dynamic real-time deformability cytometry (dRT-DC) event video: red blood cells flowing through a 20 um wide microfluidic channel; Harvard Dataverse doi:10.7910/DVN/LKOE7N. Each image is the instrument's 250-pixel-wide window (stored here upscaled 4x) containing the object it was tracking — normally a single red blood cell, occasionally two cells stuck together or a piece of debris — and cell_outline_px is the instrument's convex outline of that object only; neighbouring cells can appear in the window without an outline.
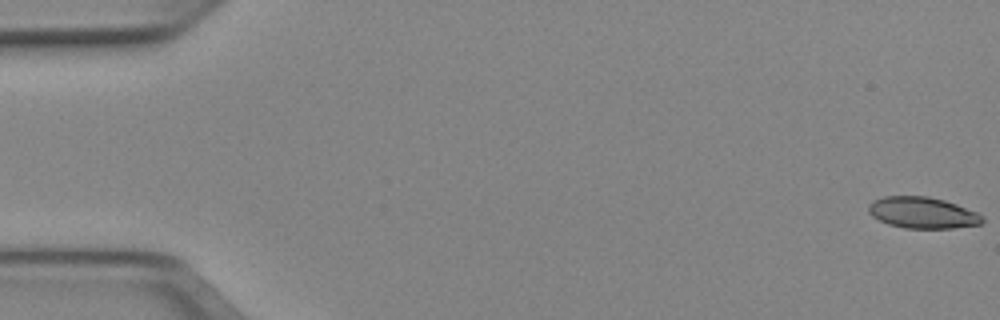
{"species": "Egyptian fruit bat (a non-hibernating species)", "species_latin": "Rousettus aegyptiacus", "temperature_condition": "cold", "stored_images_in_passage": 52, "camera_frame_rate_fps": 3000, "um_per_image_px": 0.085, "animal": {"sex": "female"}, "frame": {"image": 1, "passage_image": 1, "time_ms": 0.0, "image_size_px": [1000, 320], "cell_outline_px": [[984, 220], [980, 224], [952, 228], [904, 228], [888, 224], [872, 216], [868, 212], [868, 204], [872, 200], [884, 196], [928, 196], [944, 200], [956, 204], [976, 212], [984, 216]], "centroid_in_image_um": [78.39, 18.07], "position_along_channel_um": 6.6, "area_um2": 20.81}}
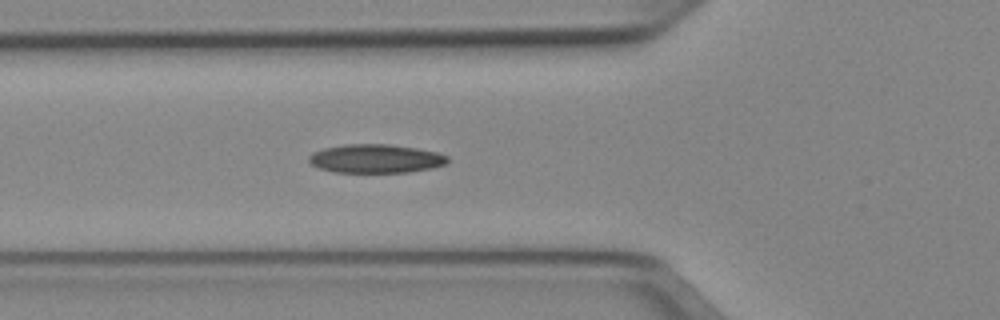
{"frame": {"image": 2, "passage_image": 19, "time_ms": 6.0, "image_size_px": [1000, 320], "cell_outline_px": [[448, 164], [408, 172], [332, 172], [320, 168], [312, 164], [308, 160], [308, 156], [312, 152], [324, 148], [344, 144], [388, 144], [416, 148], [436, 152], [448, 156]], "centroid_in_image_um": [31.91, 13.48], "position_along_channel_um": 93.9, "area_um2": 23.12}}
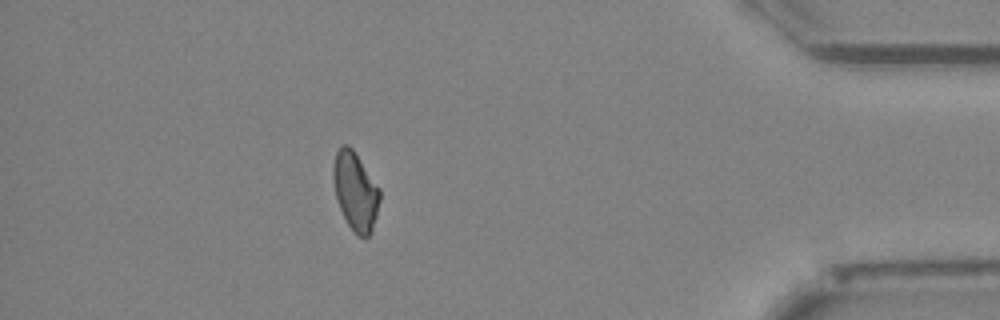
{"frame": {"image": 3, "passage_image": 46, "time_ms": 15.0, "image_size_px": [1000, 320], "cell_outline_px": [[380, 200], [372, 232], [368, 236], [360, 236], [348, 224], [336, 200], [332, 176], [332, 168], [336, 152], [344, 144], [348, 144], [352, 148], [380, 188]], "centroid_in_image_um": [30.2, 16.23], "position_along_channel_um": 405.0, "area_um2": 21.1}, "authors_computed_cell_mechanics": {"area_um2": 21.7617, "velocity_mm_per_s": 3.9627, "shape_relaxation_time_tau1_ms": null, "shape_relaxation_time_tau2_ms": 10.9455, "deformation_change_tau1": null, "deformation_change_tau2": 0.2064}}